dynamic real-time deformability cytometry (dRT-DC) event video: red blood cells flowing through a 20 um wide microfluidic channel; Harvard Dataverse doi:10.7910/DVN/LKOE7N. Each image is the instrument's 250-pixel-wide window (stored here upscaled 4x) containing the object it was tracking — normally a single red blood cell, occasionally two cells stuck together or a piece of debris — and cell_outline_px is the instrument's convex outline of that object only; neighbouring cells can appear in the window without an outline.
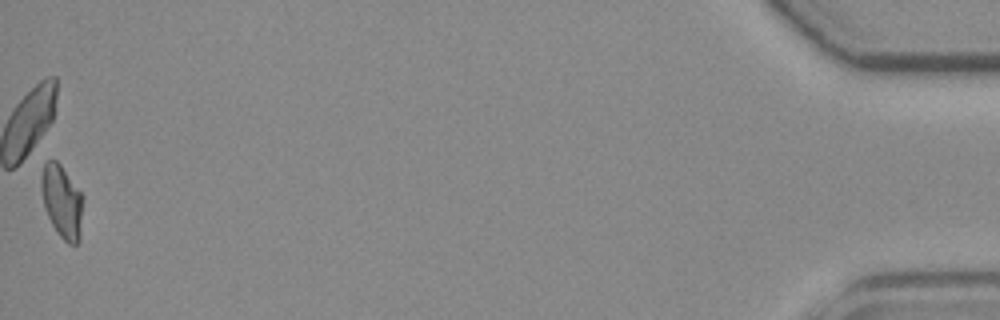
{"species": "common noctule bat (a hibernating species)", "species_latin": "Nyctalus noctula", "temperature_condition": "room temperature", "stored_images_in_passage": 42, "camera_frame_rate_fps": 3000, "um_per_image_px": 0.085, "animal": {"sex": "female", "body_mass_g": 19.3, "forearm_length_mm": 54.1}, "frame": {"image": 1, "passage_image": 42, "time_ms": 13.667, "image_size_px": [1000, 320], "cell_outline_px": [[80, 240], [76, 244], [68, 244], [56, 232], [44, 208], [40, 188], [40, 176], [44, 164], [48, 160], [56, 160], [60, 164], [80, 192]], "centroid_in_image_um": [5.2, 17.12], "position_along_channel_um": 430.0, "area_um2": 17.28}, "authors_computed_cell_mechanics": {"area_um2": 17.8891, "velocity_mm_per_s": 3.7926, "shape_relaxation_time_tau1_ms": null, "shape_relaxation_time_tau2_ms": 4.0786, "deformation_change_tau1": null, "deformation_change_tau2": 0.119}}